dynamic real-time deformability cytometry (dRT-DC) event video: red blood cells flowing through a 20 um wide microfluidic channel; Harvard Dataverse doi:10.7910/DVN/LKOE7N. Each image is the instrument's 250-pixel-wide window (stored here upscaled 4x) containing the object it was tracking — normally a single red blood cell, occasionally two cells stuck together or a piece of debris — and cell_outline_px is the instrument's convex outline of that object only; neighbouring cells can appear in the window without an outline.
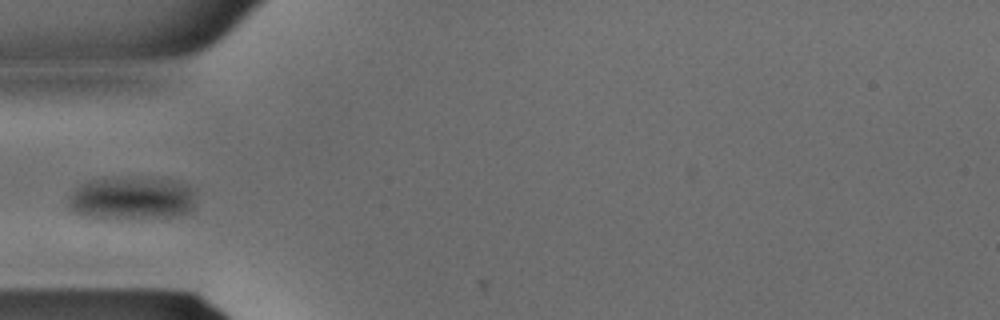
{"species": "common noctule bat (a hibernating species)", "species_latin": "Nyctalus noctula", "temperature_condition": "warm", "stored_images_in_passage": 31, "camera_frame_rate_fps": 3000, "um_per_image_px": 0.085, "animal": {"sex": "male", "body_mass_g": 15.6}, "frame": {"image": 1, "passage_image": 7, "time_ms": 2.0, "image_size_px": [1000, 320], "cell_outline_px": [[196, 188], [192, 208], [188, 212], [168, 216], [84, 216], [76, 212], [68, 204], [68, 200], [72, 192], [76, 188], [84, 184], [96, 180], [172, 180], [188, 184]], "centroid_in_image_um": [11.27, 16.85], "position_along_channel_um": 73.7, "area_um2": 29.88}}
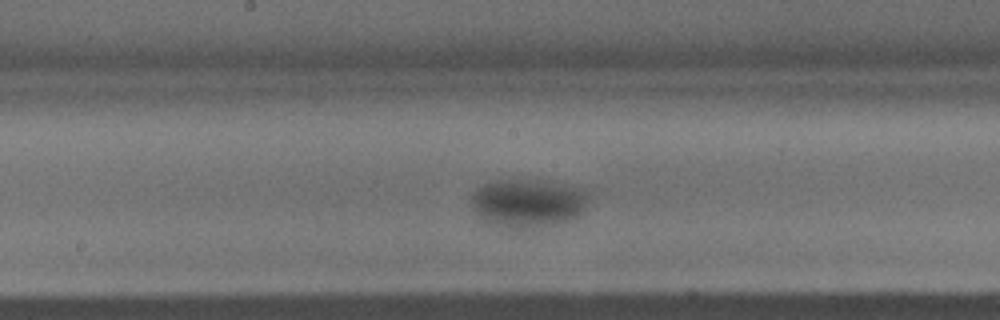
{"frame": {"image": 2, "passage_image": 14, "time_ms": 4.333, "image_size_px": [1000, 320], "cell_outline_px": [[584, 200], [576, 212], [568, 216], [556, 220], [524, 228], [520, 228], [496, 224], [480, 212], [476, 208], [472, 200], [472, 196], [484, 184], [540, 184], [564, 188], [580, 192], [584, 196]], "centroid_in_image_um": [44.7, 17.31], "position_along_channel_um": 203.5, "area_um2": 27.17}}
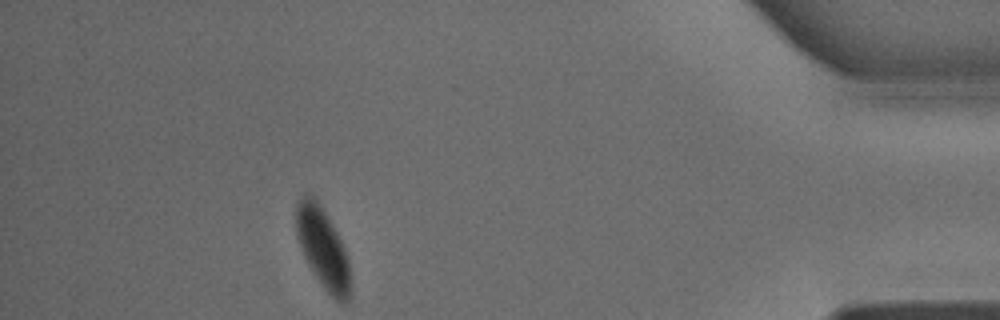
{"frame": {"image": 3, "passage_image": 28, "time_ms": 9.0, "image_size_px": [1000, 320], "cell_outline_px": [[352, 288], [348, 300], [344, 304], [340, 304], [324, 288], [316, 276], [304, 256], [296, 236], [296, 204], [304, 192], [312, 192], [328, 216], [348, 256], [352, 284]], "centroid_in_image_um": [27.45, 21.07], "position_along_channel_um": 407.7, "area_um2": 25.78}}